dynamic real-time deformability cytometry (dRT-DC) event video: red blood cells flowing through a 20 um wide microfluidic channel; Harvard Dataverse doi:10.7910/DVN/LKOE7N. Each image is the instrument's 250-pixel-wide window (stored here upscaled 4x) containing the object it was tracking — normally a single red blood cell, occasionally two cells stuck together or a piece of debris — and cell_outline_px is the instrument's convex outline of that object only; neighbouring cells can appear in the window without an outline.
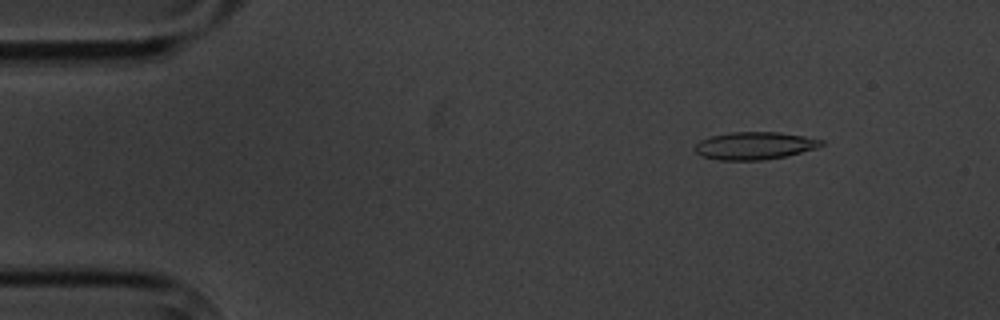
{"species": "common noctule bat (a hibernating species)", "species_latin": "Nyctalus noctula", "temperature_condition": "cold", "stored_images_in_passage": 5, "camera_frame_rate_fps": 3000, "um_per_image_px": 0.085, "animal": {"sex": "male", "body_mass_g": 20.1, "forearm_length_mm": 53.5}, "frame": {"image": 1, "passage_image": 2, "time_ms": 1.333, "image_size_px": [1000, 320], "cell_outline_px": [[824, 144], [816, 148], [784, 156], [764, 160], [720, 160], [700, 156], [692, 148], [700, 140], [712, 136], [732, 132], [780, 132], [804, 136], [824, 140]], "centroid_in_image_um": [64.11, 12.38], "position_along_channel_um": 20.9, "area_um2": 20.29}}
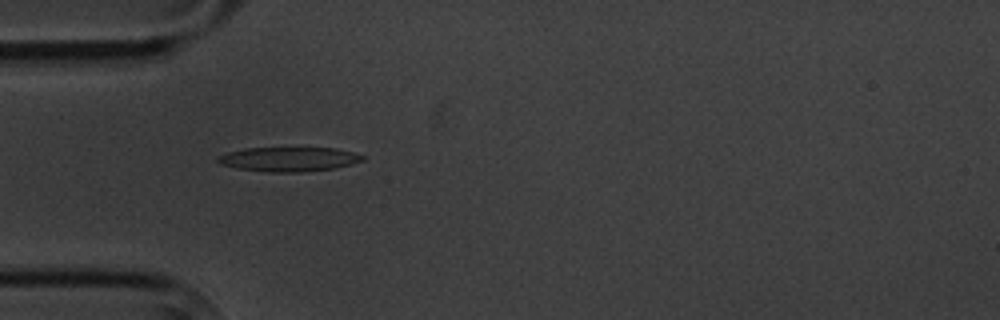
{"frame": {"image": 2, "passage_image": 5, "time_ms": 4.667, "image_size_px": [1000, 320], "cell_outline_px": [[364, 160], [352, 164], [332, 168], [300, 172], [268, 172], [236, 168], [220, 164], [216, 160], [216, 156], [228, 152], [244, 148], [336, 148], [352, 152], [364, 156]], "centroid_in_image_um": [24.5, 13.53], "position_along_channel_um": 60.5, "area_um2": 20.52}}